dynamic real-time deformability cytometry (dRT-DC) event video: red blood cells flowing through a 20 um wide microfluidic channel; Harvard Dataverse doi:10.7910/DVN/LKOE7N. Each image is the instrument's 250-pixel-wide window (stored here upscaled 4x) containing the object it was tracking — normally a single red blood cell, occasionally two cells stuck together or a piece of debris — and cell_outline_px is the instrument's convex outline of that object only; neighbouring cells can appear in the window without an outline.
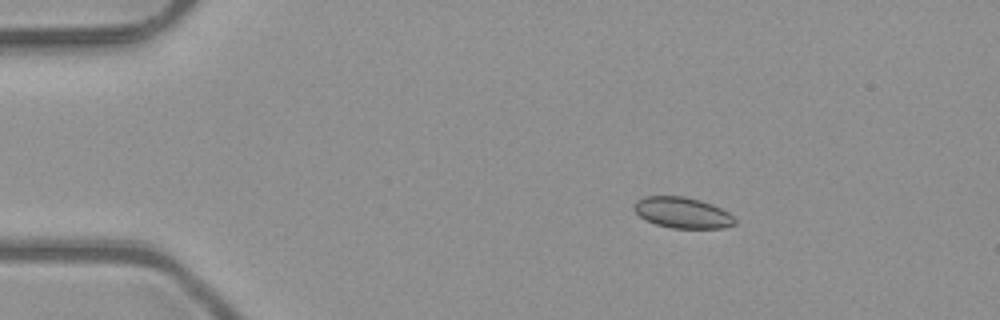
{"species": "common noctule bat (a hibernating species)", "species_latin": "Nyctalus noctula", "temperature_condition": "room temperature", "stored_images_in_passage": 4, "camera_frame_rate_fps": 3000, "um_per_image_px": 0.085, "animal": {"sex": "male", "body_mass_g": 23.1, "forearm_length_mm": 52.7}, "frame": {"image": 1, "passage_image": 2, "time_ms": 0.333, "image_size_px": [1000, 320], "cell_outline_px": [[736, 224], [724, 228], [672, 228], [656, 224], [640, 216], [632, 208], [636, 200], [644, 196], [684, 196], [700, 200], [712, 204], [728, 212], [736, 220]], "centroid_in_image_um": [58.01, 18.07], "position_along_channel_um": 27.0, "area_um2": 18.15}}
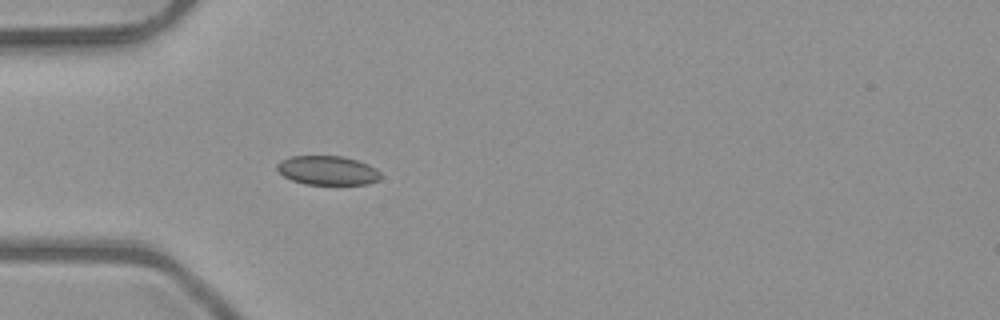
{"frame": {"image": 2, "passage_image": 4, "time_ms": 1.0, "image_size_px": [1000, 320], "cell_outline_px": [[380, 180], [368, 184], [304, 184], [292, 180], [284, 176], [276, 168], [276, 164], [280, 160], [292, 156], [340, 156], [356, 160], [368, 164], [376, 168], [380, 172]], "centroid_in_image_um": [27.84, 14.48], "position_along_channel_um": 57.2, "area_um2": 17.57}}